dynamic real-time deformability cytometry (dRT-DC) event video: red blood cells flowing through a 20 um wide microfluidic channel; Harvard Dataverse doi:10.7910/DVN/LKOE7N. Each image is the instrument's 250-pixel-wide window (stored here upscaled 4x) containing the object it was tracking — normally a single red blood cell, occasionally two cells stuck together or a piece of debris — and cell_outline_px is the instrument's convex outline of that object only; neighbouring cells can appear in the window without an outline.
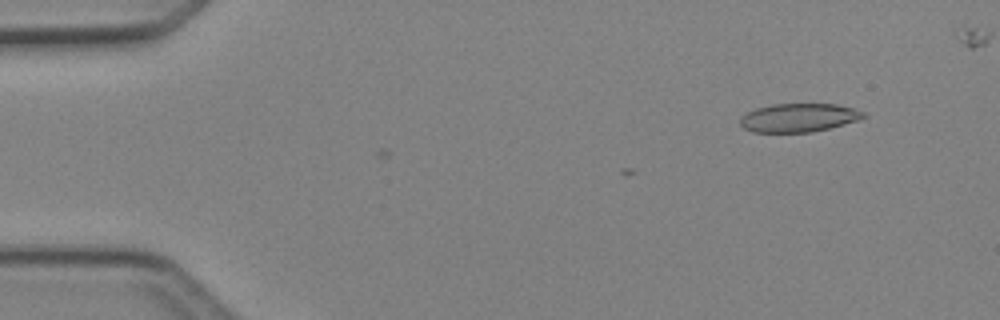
{"species": "Egyptian fruit bat (a non-hibernating species)", "species_latin": "Rousettus aegyptiacus", "temperature_condition": "cold", "stored_images_in_passage": 5, "camera_frame_rate_fps": 3000, "um_per_image_px": 0.085, "animal": {"sex": "female"}, "frame": {"image": 1, "passage_image": 1, "time_ms": 0.0, "image_size_px": [1000, 320], "cell_outline_px": [[868, 116], [844, 124], [812, 132], [752, 132], [744, 128], [740, 124], [740, 116], [756, 108], [772, 104], [836, 104], [852, 108], [864, 112]], "centroid_in_image_um": [67.86, 10.0], "position_along_channel_um": 17.1, "area_um2": 20.4}}